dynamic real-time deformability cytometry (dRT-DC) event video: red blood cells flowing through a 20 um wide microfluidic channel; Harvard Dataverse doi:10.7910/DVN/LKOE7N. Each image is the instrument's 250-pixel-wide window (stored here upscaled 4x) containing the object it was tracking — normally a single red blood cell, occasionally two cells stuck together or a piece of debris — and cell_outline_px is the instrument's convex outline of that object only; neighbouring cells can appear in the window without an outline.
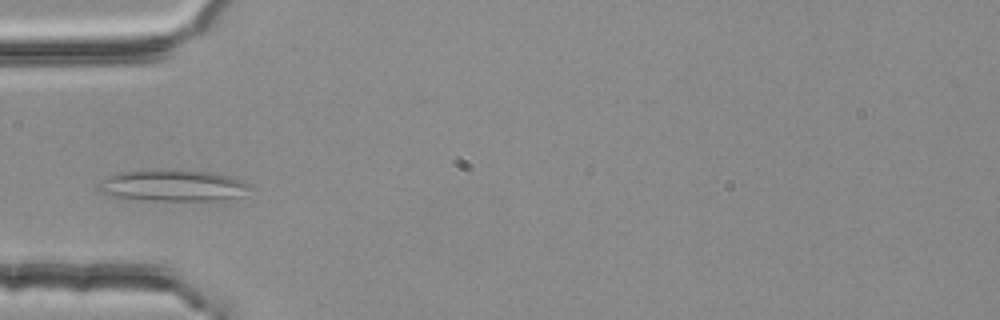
{"species": "common noctule bat (a hibernating species)", "species_latin": "Nyctalus noctula", "temperature_condition": "room temperature", "stored_images_in_passage": 3, "camera_frame_rate_fps": 3000, "um_per_image_px": 0.085, "animal": {"sex": "female", "body_mass_g": 25.1}, "frame": {"image": 1, "passage_image": 3, "time_ms": 0.667, "image_size_px": [1000, 320], "cell_outline_px": [[256, 188], [236, 196], [224, 200], [148, 200], [116, 196], [96, 192], [96, 184], [108, 176], [120, 172], [148, 168], [180, 168], [216, 172], [252, 184]], "centroid_in_image_um": [14.68, 15.72], "position_along_channel_um": 70.3, "area_um2": 28.73}}